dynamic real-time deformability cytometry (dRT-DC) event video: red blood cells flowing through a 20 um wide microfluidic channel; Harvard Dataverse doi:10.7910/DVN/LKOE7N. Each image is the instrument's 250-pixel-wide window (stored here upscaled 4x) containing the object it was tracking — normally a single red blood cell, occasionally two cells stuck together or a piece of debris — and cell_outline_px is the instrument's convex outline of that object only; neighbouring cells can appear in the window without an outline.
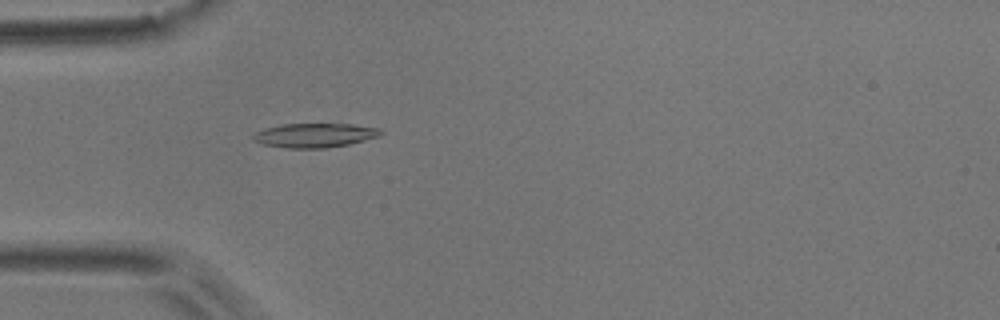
{"species": "common noctule bat (a hibernating species)", "species_latin": "Nyctalus noctula", "temperature_condition": "room temperature", "stored_images_in_passage": 54, "camera_frame_rate_fps": 3000, "um_per_image_px": 0.085, "animal": {"sex": "male", "body_mass_g": 17.9}, "frame": {"image": 1, "passage_image": 16, "time_ms": 5.0, "image_size_px": [1000, 320], "cell_outline_px": [[384, 132], [380, 136], [348, 144], [328, 148], [284, 148], [260, 144], [252, 140], [252, 132], [264, 128], [280, 124], [352, 124], [380, 128]], "centroid_in_image_um": [26.69, 11.5], "position_along_channel_um": 58.3, "area_um2": 18.32}}
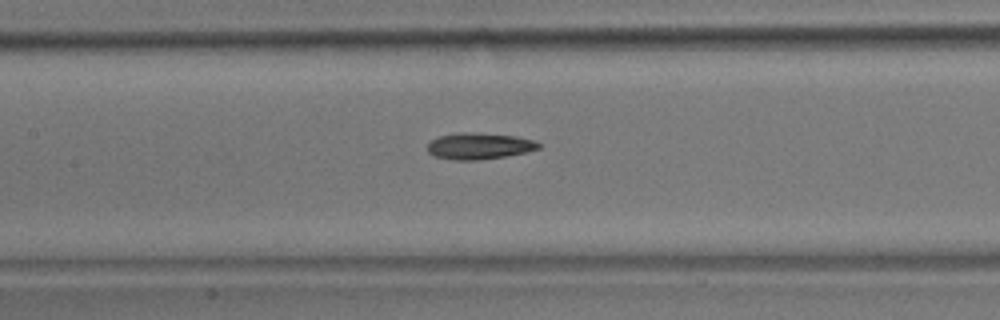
{"frame": {"image": 2, "passage_image": 25, "time_ms": 8.0, "image_size_px": [1000, 320], "cell_outline_px": [[540, 148], [524, 152], [504, 156], [480, 160], [456, 160], [436, 156], [428, 152], [428, 144], [432, 140], [440, 136], [456, 132], [468, 132], [516, 136], [532, 140], [540, 144]], "centroid_in_image_um": [40.71, 12.41], "position_along_channel_um": 166.7, "area_um2": 16.82}}
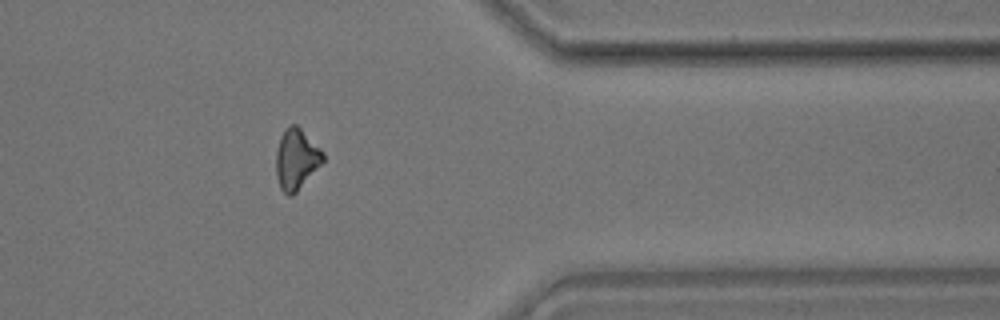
{"frame": {"image": 3, "passage_image": 44, "time_ms": 14.333, "image_size_px": [1000, 320], "cell_outline_px": [[324, 160], [296, 192], [292, 196], [288, 196], [280, 188], [276, 176], [276, 152], [280, 136], [284, 128], [288, 124], [296, 124], [324, 152]], "centroid_in_image_um": [25.16, 13.51], "position_along_channel_um": 386.2, "area_um2": 16.53}, "authors_computed_cell_mechanics": {"area_um2": 17.051, "velocity_mm_per_s": 3.7128, "shape_relaxation_time_tau1_ms": 7.5285, "shape_relaxation_time_tau2_ms": 5.1162, "deformation_change_tau1": 0.1854, "deformation_change_tau2": 0.1288}}